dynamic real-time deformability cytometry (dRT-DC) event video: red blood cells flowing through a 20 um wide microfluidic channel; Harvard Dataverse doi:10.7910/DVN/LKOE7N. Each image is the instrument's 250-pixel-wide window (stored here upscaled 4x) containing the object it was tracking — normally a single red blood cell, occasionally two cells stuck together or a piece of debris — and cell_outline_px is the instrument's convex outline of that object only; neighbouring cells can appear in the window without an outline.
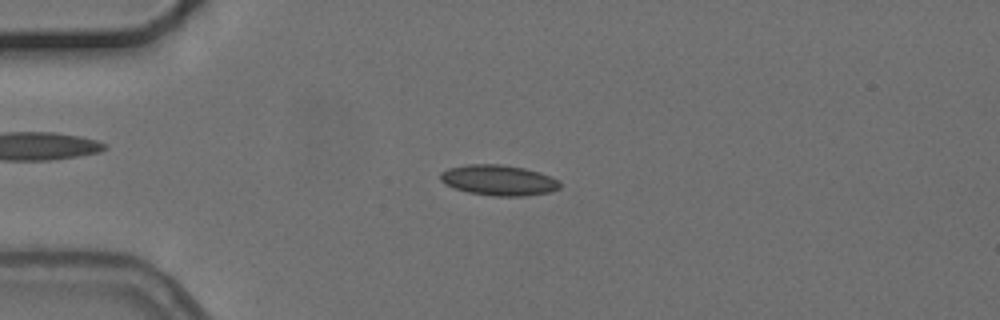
{"species": "common noctule bat (a hibernating species)", "species_latin": "Nyctalus noctula", "temperature_condition": "cold", "stored_images_in_passage": 4, "camera_frame_rate_fps": 3000, "um_per_image_px": 0.085, "animal": {"sex": "female", "body_mass_g": 24.6, "forearm_length_mm": 56.2}, "frame": {"image": 1, "passage_image": 3, "time_ms": 2.667, "image_size_px": [1000, 320], "cell_outline_px": [[560, 188], [548, 192], [524, 196], [492, 196], [468, 192], [444, 184], [440, 180], [440, 172], [448, 168], [468, 164], [500, 164], [524, 168], [540, 172], [552, 176], [560, 184]], "centroid_in_image_um": [42.36, 15.31], "position_along_channel_um": 42.6, "area_um2": 21.27}}